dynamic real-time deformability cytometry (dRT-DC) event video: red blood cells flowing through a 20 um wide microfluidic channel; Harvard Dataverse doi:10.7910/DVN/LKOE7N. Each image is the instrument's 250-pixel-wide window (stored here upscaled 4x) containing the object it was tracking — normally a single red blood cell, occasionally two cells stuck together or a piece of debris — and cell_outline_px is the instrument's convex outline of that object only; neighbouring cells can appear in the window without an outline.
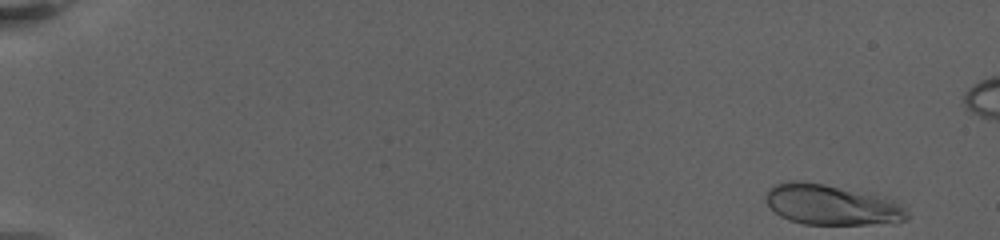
{"species": "human", "species_latin": "Homo sapiens", "temperature_condition": "warm", "stored_images_in_passage": 16, "camera_frame_rate_fps": 3000, "um_per_image_px": 0.085, "donor": {"sex": "female"}, "frame": {"image": 1, "passage_image": 1, "time_ms": 0.0, "image_size_px": [1000, 240], "cell_outline_px": [[908, 220], [896, 224], [804, 224], [788, 220], [780, 216], [764, 200], [764, 196], [768, 188], [772, 184], [788, 180], [800, 180], [872, 192], [896, 200], [908, 212]], "centroid_in_image_um": [70.72, 17.39], "position_along_channel_um": 14.3, "area_um2": 34.28}}
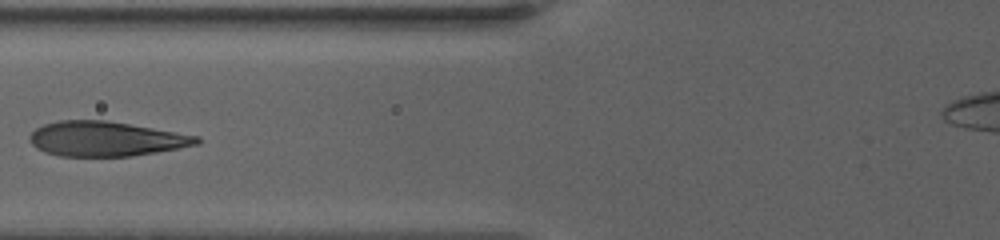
{"frame": {"image": 2, "passage_image": 10, "time_ms": 8.667, "image_size_px": [1000, 240], "cell_outline_px": [[200, 144], [156, 152], [132, 156], [60, 156], [44, 152], [36, 148], [28, 140], [28, 136], [36, 128], [44, 124], [60, 120], [108, 120], [200, 136]], "centroid_in_image_um": [8.98, 11.8], "position_along_channel_um": 116.8, "area_um2": 33.99}}
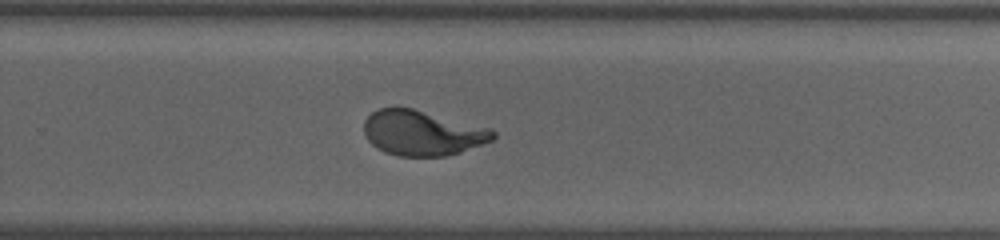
{"frame": {"image": 3, "passage_image": 16, "time_ms": 14.333, "image_size_px": [1000, 240], "cell_outline_px": [[496, 136], [492, 140], [460, 152], [448, 156], [400, 156], [384, 152], [376, 148], [368, 140], [364, 132], [364, 120], [372, 112], [380, 108], [412, 108], [492, 128], [496, 132]], "centroid_in_image_um": [35.91, 11.3], "position_along_channel_um": 293.9, "area_um2": 33.93}}